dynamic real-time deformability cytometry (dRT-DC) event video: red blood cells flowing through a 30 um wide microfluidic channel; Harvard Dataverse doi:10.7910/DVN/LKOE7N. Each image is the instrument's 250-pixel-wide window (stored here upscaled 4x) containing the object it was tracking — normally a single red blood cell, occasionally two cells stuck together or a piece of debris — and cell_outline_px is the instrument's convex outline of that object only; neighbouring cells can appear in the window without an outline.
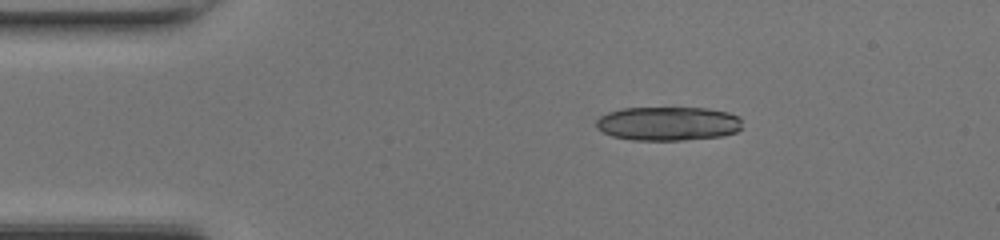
{"species": "common noctule bat (a hibernating species)", "species_latin": "Nyctalus noctula", "temperature_condition": "room temperature", "stored_images_in_passage": 40, "segment_of_instrument_passage": [1, 2], "camera_frame_rate_fps": 3000, "um_per_image_px": 0.085, "animal": {"sex": "female", "body_mass_g": 17.0, "forearm_length_mm": 48.0}, "frame": {"image": 1, "passage_image": 1, "time_ms": 0.0, "image_size_px": [1000, 240], "cell_outline_px": [[740, 128], [736, 132], [720, 136], [684, 140], [632, 140], [612, 136], [596, 128], [596, 120], [600, 116], [608, 112], [624, 108], [708, 108], [728, 112], [740, 116]], "centroid_in_image_um": [56.77, 10.5], "position_along_channel_um": 28.2, "area_um2": 28.9}}